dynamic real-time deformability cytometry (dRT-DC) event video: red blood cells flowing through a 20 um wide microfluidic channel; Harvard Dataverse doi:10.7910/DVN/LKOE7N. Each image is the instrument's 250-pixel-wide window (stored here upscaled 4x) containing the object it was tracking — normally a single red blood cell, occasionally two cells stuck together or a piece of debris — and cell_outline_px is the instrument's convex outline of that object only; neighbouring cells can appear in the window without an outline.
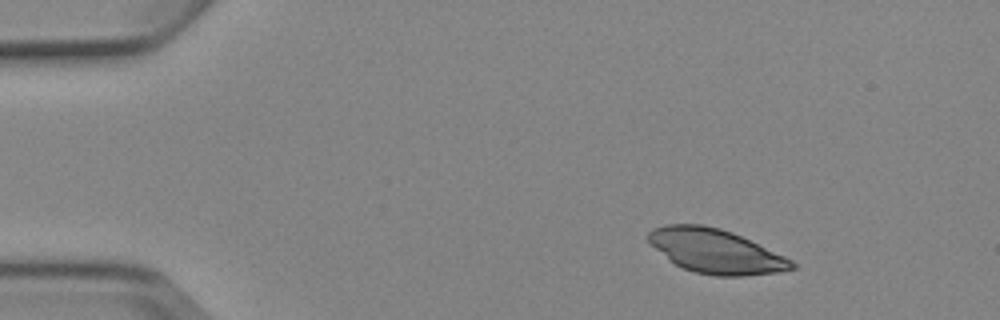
{"species": "Egyptian fruit bat (a non-hibernating species)", "species_latin": "Rousettus aegyptiacus", "temperature_condition": "cold", "stored_images_in_passage": 3, "camera_frame_rate_fps": 3000, "um_per_image_px": 0.085, "animal": {"sex": "female"}, "frame": {"image": 1, "passage_image": 1, "time_ms": 0.0, "image_size_px": [1000, 320], "cell_outline_px": [[796, 268], [776, 272], [744, 276], [716, 276], [692, 272], [676, 264], [656, 248], [648, 240], [648, 232], [652, 228], [664, 224], [700, 224], [720, 228], [732, 232], [784, 256], [792, 260], [796, 264]], "centroid_in_image_um": [60.83, 21.35], "position_along_channel_um": 24.2, "area_um2": 36.53}}